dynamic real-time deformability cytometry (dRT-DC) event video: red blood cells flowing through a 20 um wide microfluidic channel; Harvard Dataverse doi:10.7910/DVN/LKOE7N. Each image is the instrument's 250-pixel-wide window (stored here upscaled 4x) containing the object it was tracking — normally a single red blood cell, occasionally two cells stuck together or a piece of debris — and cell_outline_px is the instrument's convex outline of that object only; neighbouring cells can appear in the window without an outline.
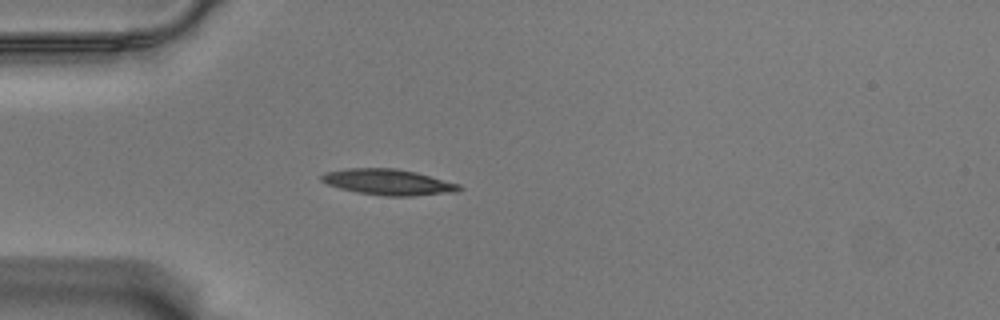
{"species": "Egyptian fruit bat (a non-hibernating species)", "species_latin": "Rousettus aegyptiacus", "temperature_condition": "warm", "stored_images_in_passage": 42, "camera_frame_rate_fps": 3000, "um_per_image_px": 0.085, "animal": {"sex": "male"}, "frame": {"image": 1, "passage_image": 1, "time_ms": 0.0, "image_size_px": [1000, 320], "cell_outline_px": [[464, 188], [460, 192], [412, 196], [384, 196], [356, 192], [340, 188], [328, 184], [320, 180], [320, 176], [324, 172], [348, 168], [396, 168], [416, 172], [460, 184]], "centroid_in_image_um": [33.04, 15.48], "position_along_channel_um": 52.0, "area_um2": 20.98}}
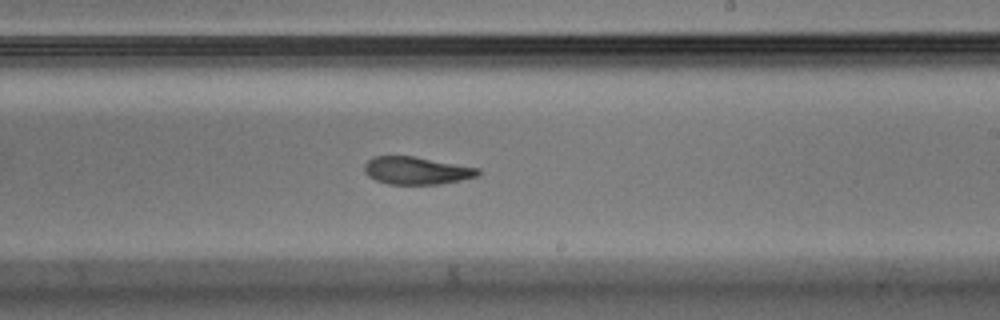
{"frame": {"image": 2, "passage_image": 19, "time_ms": 6.0, "image_size_px": [1000, 320], "cell_outline_px": [[480, 176], [440, 184], [388, 184], [376, 180], [368, 176], [364, 172], [364, 164], [372, 156], [412, 156], [480, 168]], "centroid_in_image_um": [35.4, 14.5], "position_along_channel_um": 253.6, "area_um2": 18.32}}
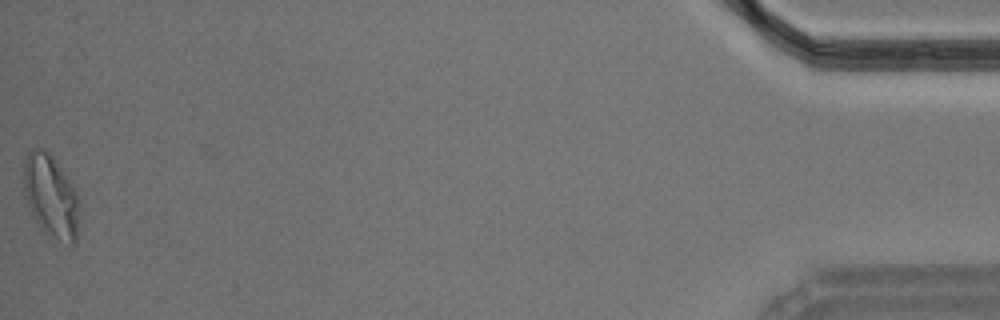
{"frame": {"image": 3, "passage_image": 42, "time_ms": 13.667, "image_size_px": [1000, 320], "cell_outline_px": [[80, 208], [76, 244], [68, 244], [48, 236], [40, 228], [32, 216], [24, 196], [24, 160], [28, 152], [32, 148], [44, 148], [48, 152], [76, 188], [80, 200]], "centroid_in_image_um": [4.35, 16.72], "position_along_channel_um": 430.9, "area_um2": 27.46}, "authors_computed_cell_mechanics": {"area_um2": 19.8543, "velocity_mm_per_s": 3.5298, "shape_relaxation_time_tau1_ms": null, "shape_relaxation_time_tau2_ms": 3.8604, "deformation_change_tau1": null, "deformation_change_tau2": 0.1168}}